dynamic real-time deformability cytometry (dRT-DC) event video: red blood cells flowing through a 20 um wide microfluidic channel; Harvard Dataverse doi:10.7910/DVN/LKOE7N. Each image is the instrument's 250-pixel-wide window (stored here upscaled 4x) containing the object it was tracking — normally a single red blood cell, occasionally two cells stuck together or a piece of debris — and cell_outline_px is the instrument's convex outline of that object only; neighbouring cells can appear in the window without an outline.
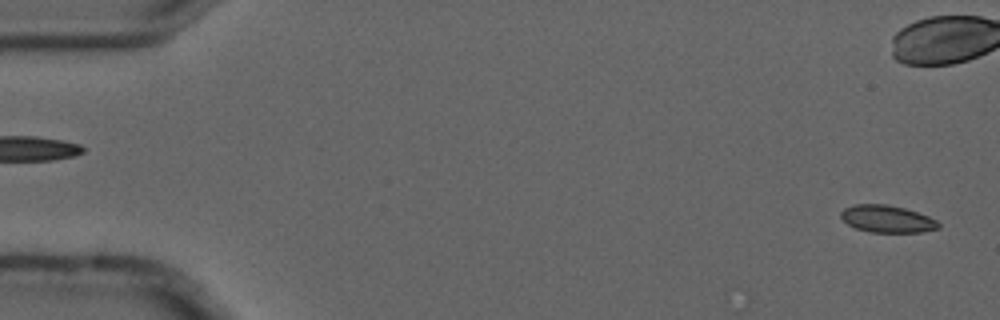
{"species": "common noctule bat (a hibernating species)", "species_latin": "Nyctalus noctula", "temperature_condition": "cold", "stored_images_in_passage": 3, "segment_of_instrument_passage": [2, 2], "camera_frame_rate_fps": 3000, "um_per_image_px": 0.085, "animal": {"sex": "male", "forearm_length_mm": 52.5}, "frame": {"image": 1, "passage_image": 3, "time_ms": 0.667, "image_size_px": [1000, 320], "cell_outline_px": [[940, 228], [920, 232], [872, 232], [856, 228], [848, 224], [840, 216], [840, 212], [844, 208], [856, 204], [884, 204], [904, 208], [928, 216], [936, 220], [940, 224]], "centroid_in_image_um": [75.4, 18.61], "position_along_channel_um": 9.6, "area_um2": 15.32}}